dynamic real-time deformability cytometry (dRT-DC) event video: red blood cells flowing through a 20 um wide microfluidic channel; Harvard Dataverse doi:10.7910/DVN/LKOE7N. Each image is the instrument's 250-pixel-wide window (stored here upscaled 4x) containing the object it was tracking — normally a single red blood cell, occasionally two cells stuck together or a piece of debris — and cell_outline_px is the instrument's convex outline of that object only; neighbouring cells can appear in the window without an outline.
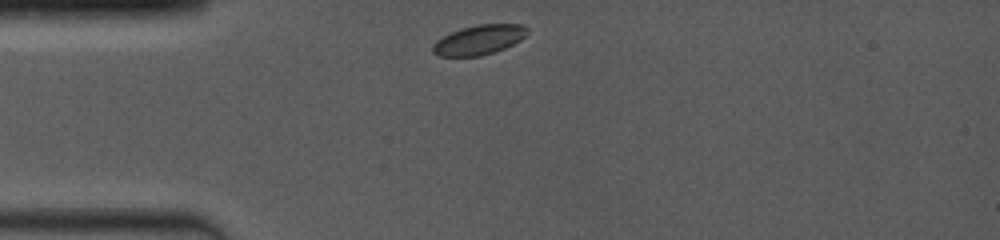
{"species": "common noctule bat (a hibernating species)", "species_latin": "Nyctalus noctula", "temperature_condition": "room temperature", "stored_images_in_passage": 2, "camera_frame_rate_fps": 4000, "um_per_image_px": 0.085, "animal": {"sex": "female", "body_mass_g": 19.0, "forearm_length_mm": 53.3}, "frame": {"image": 1, "passage_image": 1, "time_ms": 0.0, "image_size_px": [1000, 240], "cell_outline_px": [[528, 32], [520, 40], [504, 48], [480, 56], [436, 56], [432, 52], [432, 44], [436, 40], [452, 32], [476, 24], [520, 24], [528, 28]], "centroid_in_image_um": [40.69, 3.39], "position_along_channel_um": 44.3, "area_um2": 16.18}}